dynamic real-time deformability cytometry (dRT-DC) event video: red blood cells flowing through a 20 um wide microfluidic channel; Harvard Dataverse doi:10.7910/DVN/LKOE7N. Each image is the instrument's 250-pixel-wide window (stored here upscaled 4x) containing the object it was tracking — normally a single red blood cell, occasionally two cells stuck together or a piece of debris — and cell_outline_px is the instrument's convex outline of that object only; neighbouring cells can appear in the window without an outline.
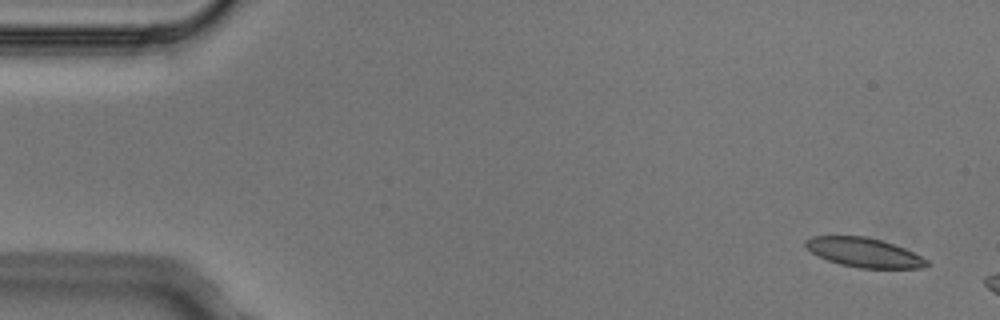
{"species": "Egyptian fruit bat (a non-hibernating species)", "species_latin": "Rousettus aegyptiacus", "temperature_condition": "cold", "stored_images_in_passage": 5, "camera_frame_rate_fps": 3000, "um_per_image_px": 0.085, "animal": {"sex": "male"}, "frame": {"image": 1, "passage_image": 1, "time_ms": 0.0, "image_size_px": [1000, 320], "cell_outline_px": [[932, 264], [924, 268], [860, 268], [840, 264], [828, 260], [812, 252], [804, 244], [804, 240], [812, 236], [864, 236], [880, 240], [904, 248], [928, 260]], "centroid_in_image_um": [73.46, 21.47], "position_along_channel_um": 11.5, "area_um2": 20.52}}